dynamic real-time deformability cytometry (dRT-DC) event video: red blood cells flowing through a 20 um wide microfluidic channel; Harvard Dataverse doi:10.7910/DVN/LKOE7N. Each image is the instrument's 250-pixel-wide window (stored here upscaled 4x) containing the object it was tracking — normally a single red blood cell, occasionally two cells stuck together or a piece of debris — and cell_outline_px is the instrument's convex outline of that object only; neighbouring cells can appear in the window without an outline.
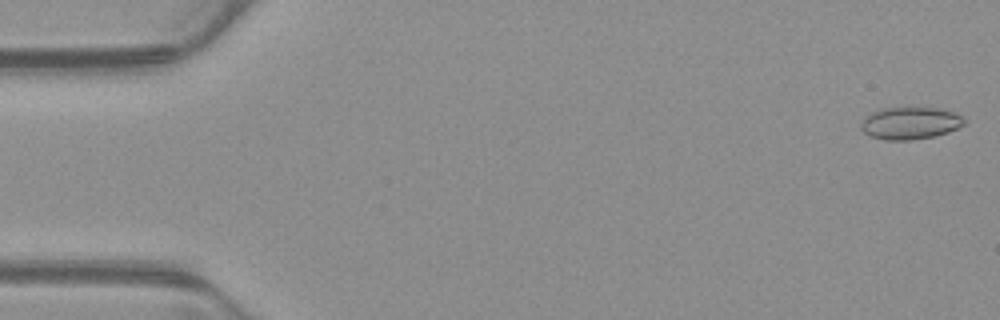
{"species": "common noctule bat (a hibernating species)", "species_latin": "Nyctalus noctula", "temperature_condition": "warm", "stored_images_in_passage": 53, "camera_frame_rate_fps": 3000, "um_per_image_px": 0.085, "animal": {"sex": "male", "body_mass_g": 23.1, "forearm_length_mm": 52.7}, "frame": {"image": 1, "passage_image": 1, "time_ms": 0.0, "image_size_px": [1000, 320], "cell_outline_px": [[968, 120], [964, 124], [948, 132], [932, 136], [912, 140], [888, 140], [872, 136], [864, 132], [860, 128], [860, 124], [864, 116], [880, 108], [936, 108], [952, 112], [964, 116]], "centroid_in_image_um": [77.36, 10.46], "position_along_channel_um": 7.6, "area_um2": 19.36}}
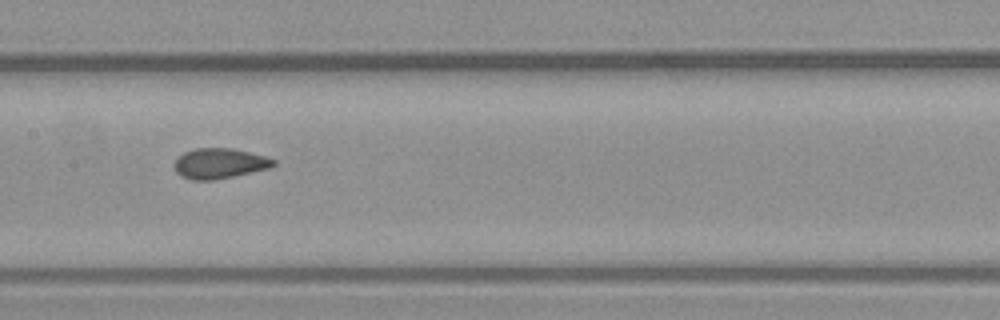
{"frame": {"image": 2, "passage_image": 26, "time_ms": 8.333, "image_size_px": [1000, 320], "cell_outline_px": [[276, 164], [268, 168], [232, 176], [212, 180], [192, 180], [180, 176], [176, 172], [172, 164], [184, 152], [196, 148], [232, 148], [264, 156], [276, 160]], "centroid_in_image_um": [18.61, 13.89], "position_along_channel_um": 188.8, "area_um2": 17.34}}
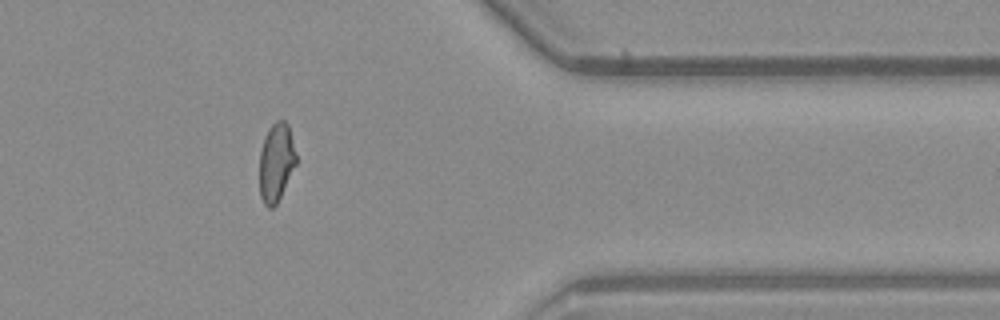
{"frame": {"image": 3, "passage_image": 43, "time_ms": 14.0, "image_size_px": [1000, 320], "cell_outline_px": [[296, 164], [276, 204], [272, 208], [268, 208], [264, 204], [260, 196], [260, 152], [264, 136], [268, 128], [276, 120], [284, 120], [288, 124], [296, 156]], "centroid_in_image_um": [23.46, 13.78], "position_along_channel_um": 387.9, "area_um2": 16.59}, "authors_computed_cell_mechanics": {"area_um2": 17.7446, "velocity_mm_per_s": 3.8858, "shape_relaxation_time_tau1_ms": 10.9726, "shape_relaxation_time_tau2_ms": 0.8864, "deformation_change_tau1": 0.1915, "deformation_change_tau2": 0.0623}}